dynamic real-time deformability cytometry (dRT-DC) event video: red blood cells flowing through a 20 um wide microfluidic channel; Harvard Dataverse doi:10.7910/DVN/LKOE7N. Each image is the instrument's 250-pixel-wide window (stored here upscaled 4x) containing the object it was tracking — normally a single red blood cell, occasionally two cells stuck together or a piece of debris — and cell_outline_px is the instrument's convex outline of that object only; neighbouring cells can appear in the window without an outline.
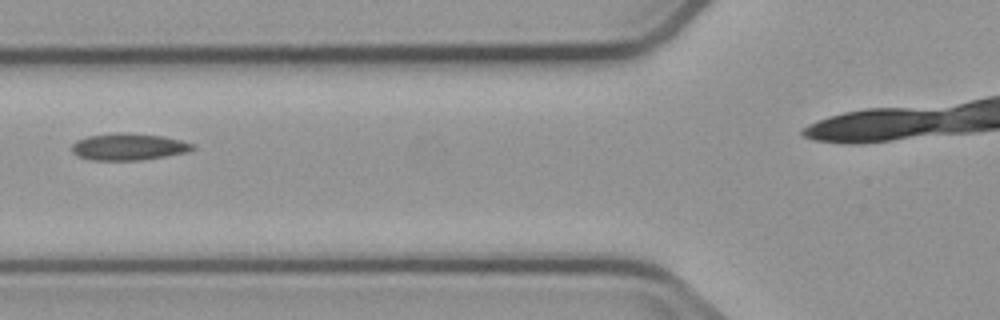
{"species": "common noctule bat (a hibernating species)", "species_latin": "Nyctalus noctula", "temperature_condition": "cold", "stored_images_in_passage": 8, "camera_frame_rate_fps": 3000, "um_per_image_px": 0.085, "animal": {"sex": "male", "body_mass_g": 23.1, "forearm_length_mm": 52.7}, "frame": {"image": 1, "passage_image": 6, "time_ms": 6.0, "image_size_px": [1000, 320], "cell_outline_px": [[196, 148], [188, 152], [140, 160], [92, 160], [80, 156], [72, 152], [72, 144], [76, 140], [88, 136], [120, 132], [128, 132], [164, 136], [180, 140], [192, 144]], "centroid_in_image_um": [10.93, 12.46], "position_along_channel_um": 114.9, "area_um2": 18.84}}